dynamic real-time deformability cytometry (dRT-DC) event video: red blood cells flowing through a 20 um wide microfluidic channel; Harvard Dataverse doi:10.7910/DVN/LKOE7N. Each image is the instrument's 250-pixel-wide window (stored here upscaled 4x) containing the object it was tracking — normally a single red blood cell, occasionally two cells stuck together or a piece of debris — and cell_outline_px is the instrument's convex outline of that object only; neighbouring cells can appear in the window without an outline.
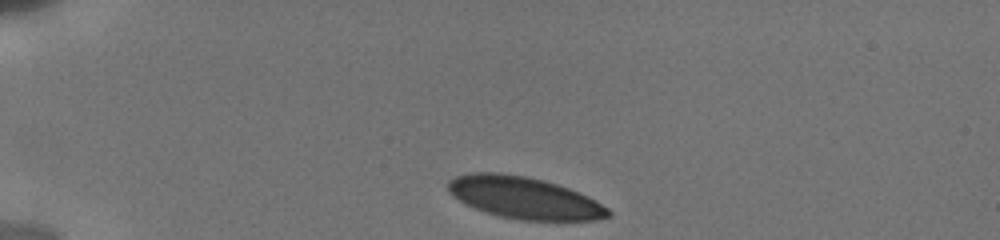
{"species": "human", "species_latin": "Homo sapiens", "temperature_condition": "cold", "stored_images_in_passage": 33, "camera_frame_rate_fps": 3000, "um_per_image_px": 0.085, "donor": {"sex": "male"}, "frame": {"image": 1, "passage_image": 1, "time_ms": 0.0, "image_size_px": [1000, 240], "cell_outline_px": [[612, 216], [596, 220], [520, 220], [500, 216], [484, 212], [452, 196], [448, 192], [448, 180], [456, 176], [472, 172], [500, 172], [524, 176], [544, 180], [580, 192], [596, 200], [608, 208], [612, 212]], "centroid_in_image_um": [44.58, 16.81], "position_along_channel_um": 40.4, "area_um2": 39.13}}
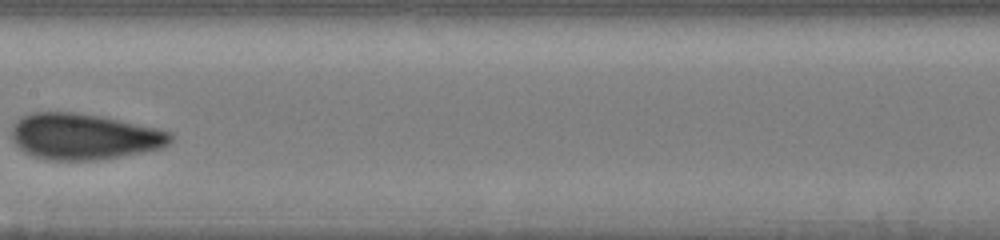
{"frame": {"image": 2, "passage_image": 14, "time_ms": 5.667, "image_size_px": [1000, 240], "cell_outline_px": [[172, 140], [164, 148], [120, 156], [96, 160], [48, 160], [32, 156], [24, 152], [12, 140], [12, 124], [20, 116], [32, 112], [76, 112], [104, 116], [156, 128], [172, 132]], "centroid_in_image_um": [7.12, 11.59], "position_along_channel_um": 200.3, "area_um2": 43.0}}
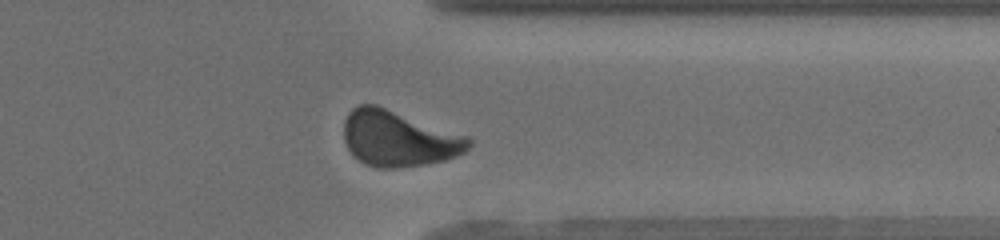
{"frame": {"image": 3, "passage_image": 28, "time_ms": 10.333, "image_size_px": [1000, 240], "cell_outline_px": [[472, 144], [464, 152], [456, 156], [444, 160], [428, 164], [396, 168], [376, 168], [364, 164], [348, 148], [344, 140], [344, 120], [348, 112], [352, 108], [360, 104], [376, 104], [468, 136], [472, 140]], "centroid_in_image_um": [33.88, 11.77], "position_along_channel_um": 377.5, "area_um2": 40.69}, "authors_computed_cell_mechanics": {"area_um2": 41.2114, "velocity_mm_per_s": 3.8148, "shape_relaxation_time_tau1_ms": 4.6409, "shape_relaxation_time_tau2_ms": 0.7543, "deformation_change_tau1": 0.1295, "deformation_change_tau2": 0.0437}}